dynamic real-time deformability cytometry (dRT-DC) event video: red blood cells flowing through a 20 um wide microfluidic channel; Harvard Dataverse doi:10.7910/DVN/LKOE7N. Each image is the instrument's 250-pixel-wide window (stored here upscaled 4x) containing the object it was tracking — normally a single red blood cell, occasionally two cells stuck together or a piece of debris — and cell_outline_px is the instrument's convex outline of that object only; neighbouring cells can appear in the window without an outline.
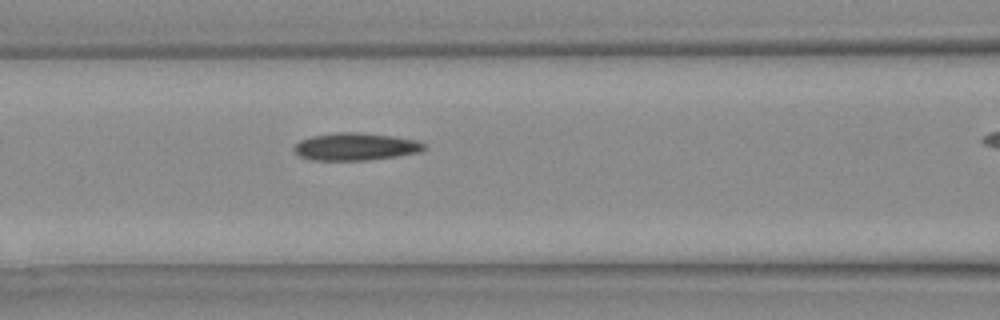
{"species": "Egyptian fruit bat (a non-hibernating species)", "species_latin": "Rousettus aegyptiacus", "temperature_condition": "warm", "stored_images_in_passage": 8, "camera_frame_rate_fps": 3000, "um_per_image_px": 0.085, "animal": {"sex": "female"}, "frame": {"image": 1, "passage_image": 5, "time_ms": 1.333, "image_size_px": [1000, 320], "cell_outline_px": [[424, 148], [420, 152], [396, 156], [368, 160], [312, 160], [300, 156], [292, 148], [300, 140], [312, 136], [336, 132], [356, 132], [396, 136], [416, 140], [424, 144]], "centroid_in_image_um": [30.21, 12.46], "position_along_channel_um": 136.4, "area_um2": 20.75}}